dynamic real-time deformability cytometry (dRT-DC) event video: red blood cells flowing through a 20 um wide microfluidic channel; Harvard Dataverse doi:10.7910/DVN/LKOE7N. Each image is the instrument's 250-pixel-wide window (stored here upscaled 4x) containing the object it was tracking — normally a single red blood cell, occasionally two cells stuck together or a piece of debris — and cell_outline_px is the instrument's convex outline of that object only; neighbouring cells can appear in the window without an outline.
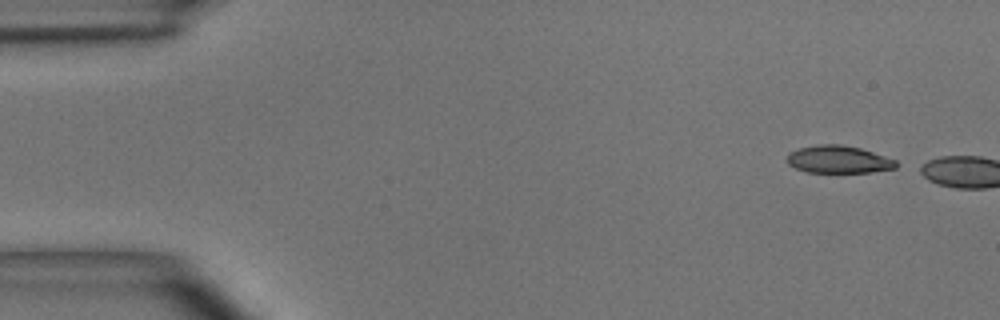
{"species": "common noctule bat (a hibernating species)", "species_latin": "Nyctalus noctula", "temperature_condition": "room temperature", "stored_images_in_passage": 3, "camera_frame_rate_fps": 3000, "um_per_image_px": 0.085, "animal": {"sex": "male", "body_mass_g": 15.6}, "frame": {"image": 1, "passage_image": 1, "time_ms": 0.0, "image_size_px": [1000, 320], "cell_outline_px": [[896, 168], [872, 172], [808, 172], [796, 168], [788, 164], [788, 152], [800, 148], [816, 144], [840, 144], [860, 148], [896, 160]], "centroid_in_image_um": [71.26, 13.55], "position_along_channel_um": 13.7, "area_um2": 17.34}}